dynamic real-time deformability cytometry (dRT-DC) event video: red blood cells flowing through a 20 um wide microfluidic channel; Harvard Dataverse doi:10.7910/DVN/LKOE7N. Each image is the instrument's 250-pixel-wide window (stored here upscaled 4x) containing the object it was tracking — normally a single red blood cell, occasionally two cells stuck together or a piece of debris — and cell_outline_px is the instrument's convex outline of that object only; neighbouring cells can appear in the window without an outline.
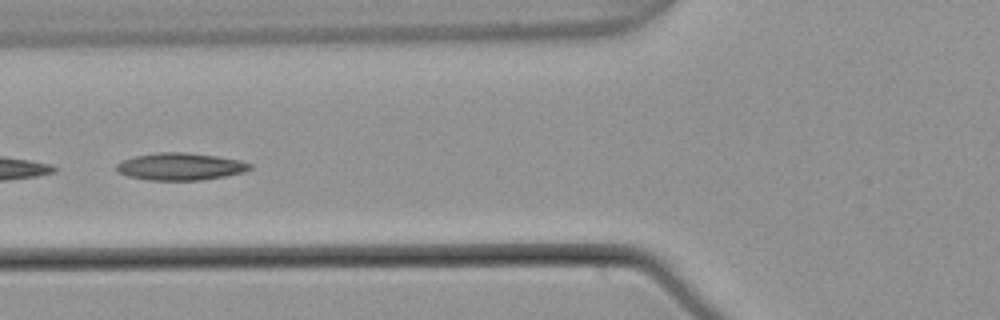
{"species": "common noctule bat (a hibernating species)", "species_latin": "Nyctalus noctula", "temperature_condition": "warm", "stored_images_in_passage": 8, "camera_frame_rate_fps": 3000, "um_per_image_px": 0.085, "animal": {"sex": "male", "body_mass_g": 21.5, "forearm_length_mm": 52.0}, "frame": {"image": 1, "passage_image": 6, "time_ms": 1.667, "image_size_px": [1000, 320], "cell_outline_px": [[252, 168], [244, 172], [224, 176], [200, 180], [148, 180], [128, 176], [116, 172], [116, 164], [124, 160], [136, 156], [156, 152], [184, 152], [216, 156], [240, 160], [252, 164]], "centroid_in_image_um": [15.32, 14.15], "position_along_channel_um": 110.5, "area_um2": 21.15}}
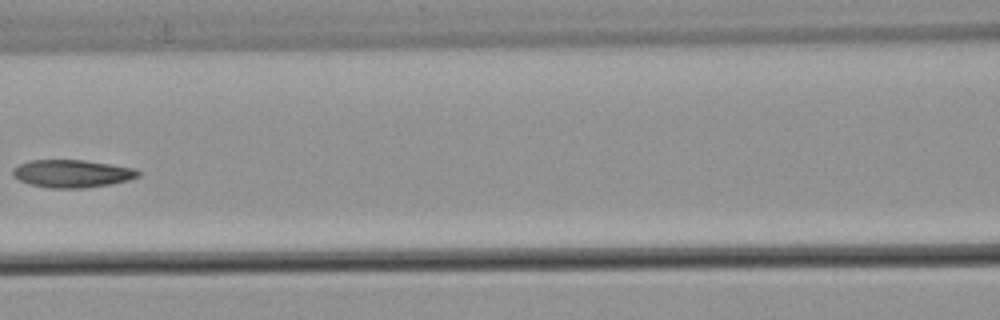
{"frame": {"image": 2, "passage_image": 7, "time_ms": 2.0, "image_size_px": [1000, 320], "cell_outline_px": [[140, 176], [128, 180], [112, 184], [84, 188], [48, 188], [28, 184], [12, 176], [12, 168], [20, 164], [32, 160], [84, 160], [112, 164], [136, 168], [140, 172]], "centroid_in_image_um": [6.14, 14.76], "position_along_channel_um": 160.5, "area_um2": 20.46}}